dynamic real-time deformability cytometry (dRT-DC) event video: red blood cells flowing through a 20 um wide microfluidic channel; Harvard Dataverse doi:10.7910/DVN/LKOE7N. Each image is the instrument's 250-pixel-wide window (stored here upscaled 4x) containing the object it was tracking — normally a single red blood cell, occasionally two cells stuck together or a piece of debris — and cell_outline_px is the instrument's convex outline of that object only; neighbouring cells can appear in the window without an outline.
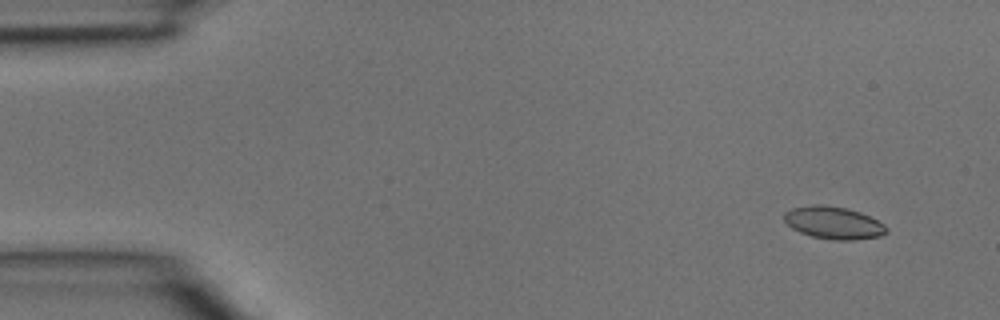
{"species": "common noctule bat (a hibernating species)", "species_latin": "Nyctalus noctula", "temperature_condition": "room temperature", "stored_images_in_passage": 4, "segment_of_instrument_passage": [1, 2], "camera_frame_rate_fps": 3000, "um_per_image_px": 0.085, "animal": {"sex": "male", "body_mass_g": 15.6}, "frame": {"image": 1, "passage_image": 1, "time_ms": 0.0, "image_size_px": [1000, 320], "cell_outline_px": [[888, 232], [880, 236], [856, 240], [832, 240], [812, 236], [800, 232], [792, 228], [784, 220], [784, 212], [792, 208], [812, 204], [820, 204], [848, 208], [860, 212], [884, 224], [888, 228]], "centroid_in_image_um": [70.85, 18.93], "position_along_channel_um": 14.1, "area_um2": 19.42}}